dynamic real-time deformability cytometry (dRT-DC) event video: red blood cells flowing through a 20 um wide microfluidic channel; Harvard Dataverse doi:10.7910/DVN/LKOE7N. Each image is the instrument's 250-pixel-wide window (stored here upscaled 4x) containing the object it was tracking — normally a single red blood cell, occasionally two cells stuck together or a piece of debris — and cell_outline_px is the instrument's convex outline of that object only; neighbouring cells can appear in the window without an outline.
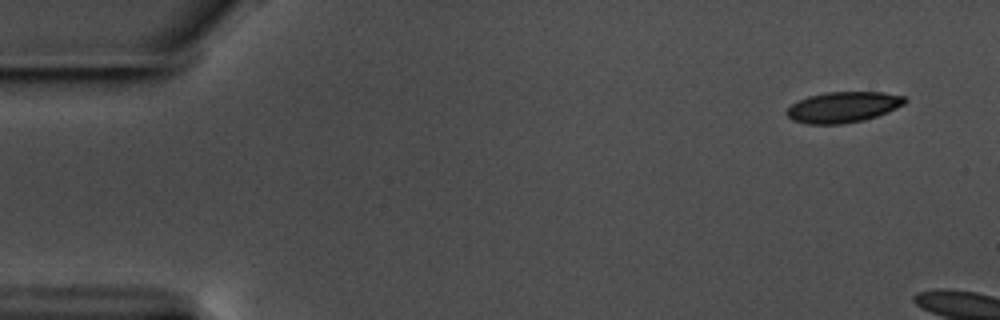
{"species": "common noctule bat (a hibernating species)", "species_latin": "Nyctalus noctula", "temperature_condition": "warm", "stored_images_in_passage": 6, "camera_frame_rate_fps": 3000, "um_per_image_px": 0.085, "animal": {"sex": "male", "body_mass_g": 17.5, "forearm_length_mm": 52.3}, "frame": {"image": 1, "passage_image": 1, "time_ms": 0.0, "image_size_px": [1000, 320], "cell_outline_px": [[908, 100], [904, 104], [888, 112], [864, 120], [844, 124], [804, 124], [792, 120], [784, 112], [792, 104], [808, 96], [824, 92], [884, 92], [904, 96]], "centroid_in_image_um": [71.66, 9.11], "position_along_channel_um": 13.3, "area_um2": 21.33}}